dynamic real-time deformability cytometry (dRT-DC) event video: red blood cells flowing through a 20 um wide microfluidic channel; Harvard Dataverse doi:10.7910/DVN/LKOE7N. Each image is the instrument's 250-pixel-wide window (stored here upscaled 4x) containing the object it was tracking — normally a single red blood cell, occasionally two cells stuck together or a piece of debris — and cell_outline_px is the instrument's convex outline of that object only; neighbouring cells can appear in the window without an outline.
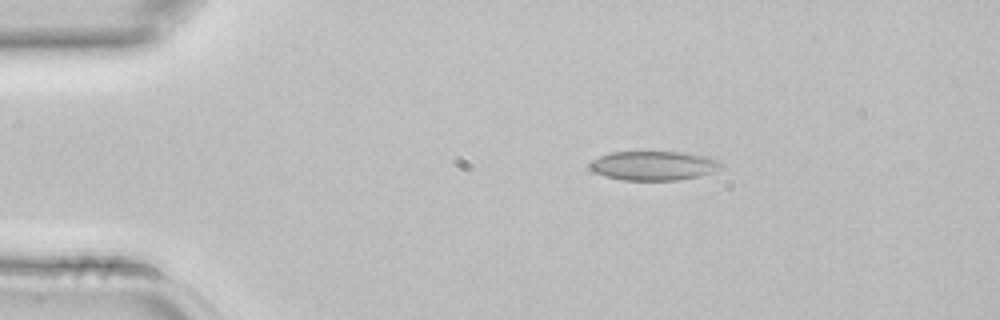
{"species": "common noctule bat (a hibernating species)", "species_latin": "Nyctalus noctula", "temperature_condition": "room temperature", "stored_images_in_passage": 1, "camera_frame_rate_fps": 3000, "um_per_image_px": 0.085, "animal": {"sex": "female", "body_mass_g": 22.7, "forearm_length_mm": 54.2}, "frame": {"image": 1, "passage_image": 1, "time_ms": 0.0, "image_size_px": [1000, 320], "cell_outline_px": [[724, 168], [700, 176], [680, 180], [624, 180], [604, 176], [592, 172], [588, 168], [588, 164], [592, 160], [600, 156], [612, 152], [684, 152], [704, 156], [720, 160], [724, 164]], "centroid_in_image_um": [55.57, 14.09], "position_along_channel_um": 29.4, "area_um2": 22.66}}